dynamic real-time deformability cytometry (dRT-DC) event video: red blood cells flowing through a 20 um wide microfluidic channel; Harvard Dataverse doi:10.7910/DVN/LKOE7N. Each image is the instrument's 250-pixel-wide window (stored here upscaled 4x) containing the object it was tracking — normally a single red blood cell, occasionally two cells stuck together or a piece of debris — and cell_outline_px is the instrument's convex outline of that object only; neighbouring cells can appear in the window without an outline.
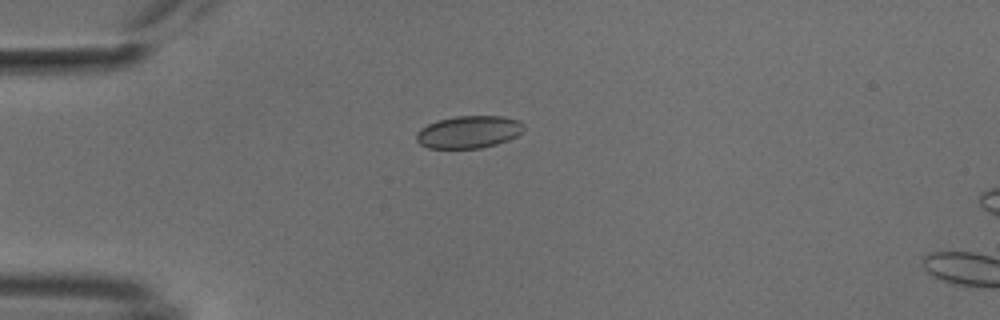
{"species": "common noctule bat (a hibernating species)", "species_latin": "Nyctalus noctula", "temperature_condition": "cold", "stored_images_in_passage": 17, "camera_frame_rate_fps": 3000, "um_per_image_px": 0.085, "animal": {"sex": "male", "body_mass_g": 18.8}, "frame": {"image": 1, "passage_image": 17, "time_ms": 5.333, "image_size_px": [1000, 320], "cell_outline_px": [[524, 128], [516, 136], [508, 140], [496, 144], [480, 148], [428, 148], [420, 144], [416, 140], [416, 132], [420, 128], [436, 120], [456, 116], [504, 116], [520, 120], [524, 124]], "centroid_in_image_um": [39.83, 11.21], "position_along_channel_um": 45.2, "area_um2": 20.4}}